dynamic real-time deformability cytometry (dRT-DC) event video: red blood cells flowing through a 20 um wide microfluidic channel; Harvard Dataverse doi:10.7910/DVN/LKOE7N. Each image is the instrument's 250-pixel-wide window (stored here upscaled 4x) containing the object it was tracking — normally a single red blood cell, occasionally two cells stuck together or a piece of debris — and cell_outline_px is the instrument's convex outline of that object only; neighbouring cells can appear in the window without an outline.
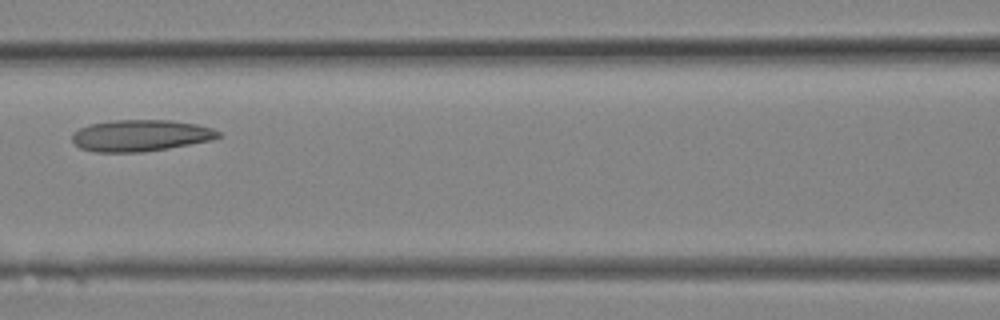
{"species": "Egyptian fruit bat (a non-hibernating species)", "species_latin": "Rousettus aegyptiacus", "temperature_condition": "room temperature", "stored_images_in_passage": 10, "camera_frame_rate_fps": 3000, "um_per_image_px": 0.085, "animal": {"sex": "female"}, "frame": {"image": 1, "passage_image": 9, "time_ms": 2.667, "image_size_px": [1000, 320], "cell_outline_px": [[220, 136], [212, 140], [168, 148], [144, 152], [96, 152], [80, 148], [72, 140], [72, 132], [88, 124], [112, 120], [168, 120], [196, 124], [212, 128], [220, 132]], "centroid_in_image_um": [11.92, 11.52], "position_along_channel_um": 154.7, "area_um2": 26.88}}